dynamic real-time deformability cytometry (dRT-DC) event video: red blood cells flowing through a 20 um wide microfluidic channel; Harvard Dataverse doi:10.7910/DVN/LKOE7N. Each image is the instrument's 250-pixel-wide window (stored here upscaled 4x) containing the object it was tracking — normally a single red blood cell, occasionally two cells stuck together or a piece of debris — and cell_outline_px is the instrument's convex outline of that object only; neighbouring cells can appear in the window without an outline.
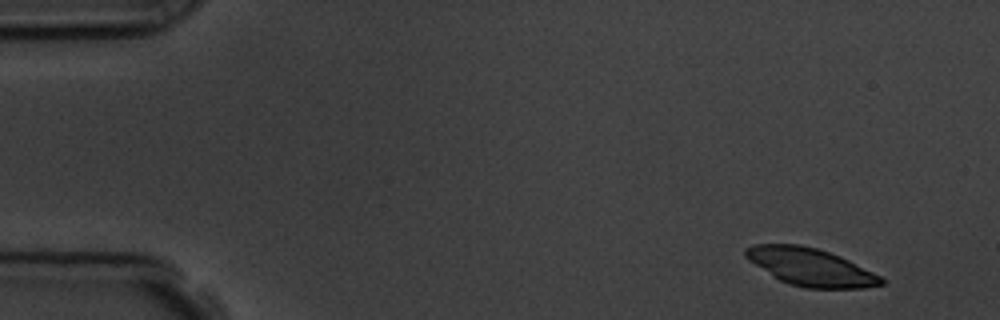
{"species": "common noctule bat (a hibernating species)", "species_latin": "Nyctalus noctula", "temperature_condition": "room temperature", "stored_images_in_passage": 4, "camera_frame_rate_fps": 3000, "um_per_image_px": 0.085, "animal": {"sex": "male", "body_mass_g": 19.5, "forearm_length_mm": 54.6}, "frame": {"image": 1, "passage_image": 1, "time_ms": 0.0, "image_size_px": [1000, 320], "cell_outline_px": [[884, 284], [864, 288], [804, 288], [788, 284], [780, 280], [748, 260], [744, 256], [744, 248], [756, 244], [800, 244], [816, 248], [840, 256], [880, 276], [884, 280]], "centroid_in_image_um": [68.87, 22.69], "position_along_channel_um": 16.1, "area_um2": 29.48}}